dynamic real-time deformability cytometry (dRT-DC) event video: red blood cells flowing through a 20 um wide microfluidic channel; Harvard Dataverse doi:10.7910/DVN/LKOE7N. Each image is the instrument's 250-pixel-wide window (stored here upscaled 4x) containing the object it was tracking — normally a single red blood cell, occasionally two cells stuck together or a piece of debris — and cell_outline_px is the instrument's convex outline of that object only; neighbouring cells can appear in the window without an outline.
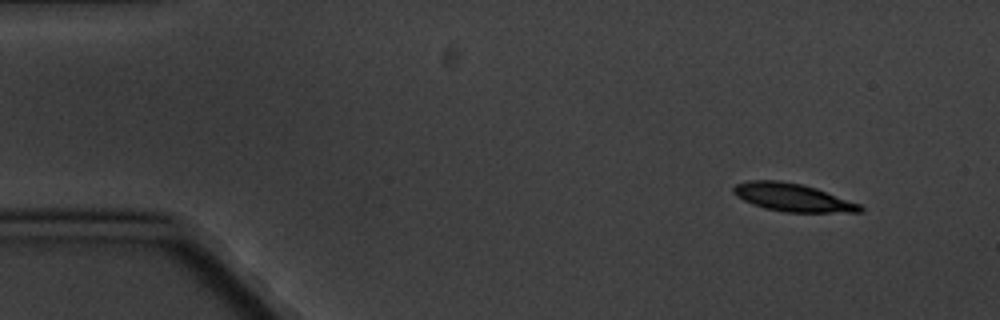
{"species": "common noctule bat (a hibernating species)", "species_latin": "Nyctalus noctula", "temperature_condition": "cold", "stored_images_in_passage": 4, "camera_frame_rate_fps": 3000, "um_per_image_px": 0.085, "animal": {"sex": "male", "body_mass_g": 20.1, "forearm_length_mm": 53.5}, "frame": {"image": 1, "passage_image": 1, "time_ms": 0.0, "image_size_px": [1000, 320], "cell_outline_px": [[864, 208], [860, 212], [784, 212], [764, 208], [752, 204], [736, 196], [732, 192], [732, 188], [736, 184], [748, 180], [780, 180], [804, 184], [816, 188], [860, 204]], "centroid_in_image_um": [67.34, 16.77], "position_along_channel_um": 17.7, "area_um2": 20.69}}
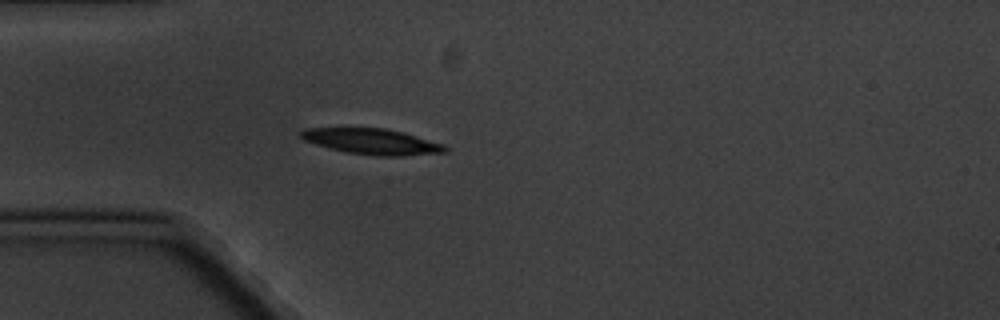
{"frame": {"image": 2, "passage_image": 4, "time_ms": 3.667, "image_size_px": [1000, 320], "cell_outline_px": [[448, 152], [404, 156], [376, 156], [344, 152], [328, 148], [304, 140], [300, 136], [300, 132], [304, 128], [384, 128], [404, 132], [444, 144], [448, 148]], "centroid_in_image_um": [31.65, 12.03], "position_along_channel_um": 53.4, "area_um2": 21.79}}